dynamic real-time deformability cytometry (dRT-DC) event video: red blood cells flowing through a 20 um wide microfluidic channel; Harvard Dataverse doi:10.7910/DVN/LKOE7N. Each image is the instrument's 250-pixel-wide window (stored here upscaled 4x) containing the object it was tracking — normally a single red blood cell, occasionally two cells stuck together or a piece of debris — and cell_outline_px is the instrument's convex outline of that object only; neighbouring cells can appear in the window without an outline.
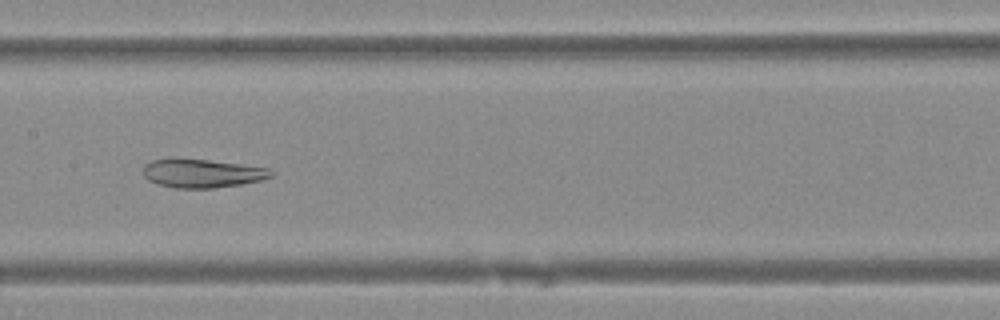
{"species": "Egyptian fruit bat (a non-hibernating species)", "species_latin": "Rousettus aegyptiacus", "temperature_condition": "warm", "stored_images_in_passage": 34, "camera_frame_rate_fps": 3000, "um_per_image_px": 0.085, "animal": {"sex": "female"}, "frame": {"image": 1, "passage_image": 10, "time_ms": 3.0, "image_size_px": [1000, 320], "cell_outline_px": [[272, 176], [260, 180], [240, 184], [212, 188], [172, 188], [156, 184], [148, 180], [144, 176], [144, 164], [152, 160], [172, 156], [176, 156], [208, 160], [268, 168], [272, 172]], "centroid_in_image_um": [17.07, 14.71], "position_along_channel_um": 190.3, "area_um2": 21.62}}
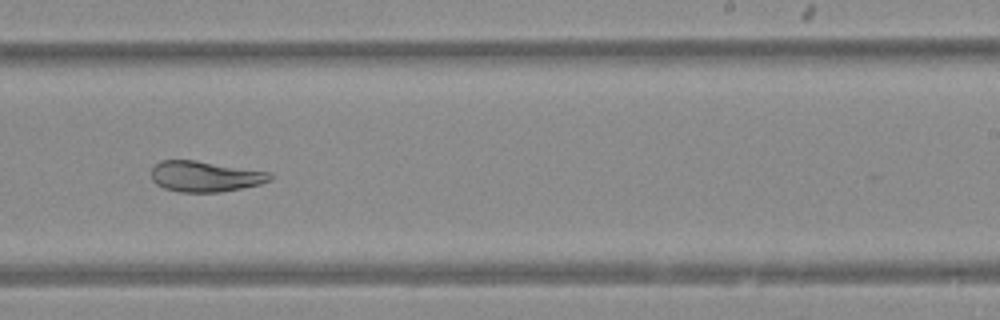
{"frame": {"image": 2, "passage_image": 16, "time_ms": 5.0, "image_size_px": [1000, 320], "cell_outline_px": [[272, 176], [268, 180], [260, 184], [220, 192], [180, 192], [164, 188], [156, 184], [152, 180], [152, 168], [160, 160], [196, 160], [272, 172]], "centroid_in_image_um": [17.42, 14.99], "position_along_channel_um": 271.6, "area_um2": 21.21}}
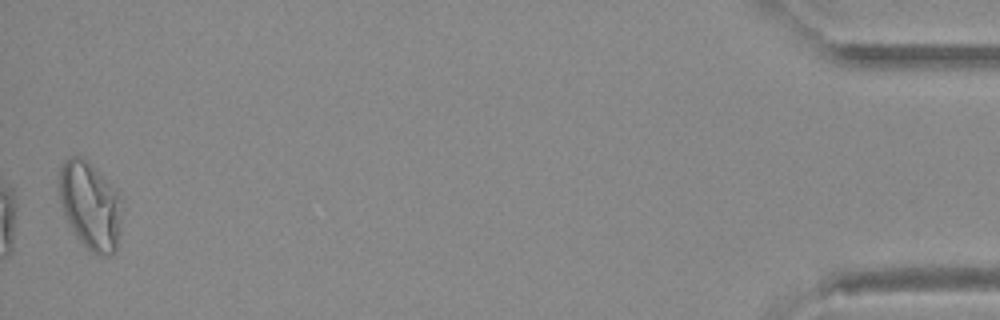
{"frame": {"image": 3, "passage_image": 34, "time_ms": 11.0, "image_size_px": [1000, 320], "cell_outline_px": [[120, 232], [116, 252], [112, 256], [96, 256], [72, 232], [64, 212], [56, 188], [56, 184], [60, 168], [64, 160], [68, 156], [80, 156], [88, 160], [100, 172], [116, 192], [120, 216]], "centroid_in_image_um": [7.61, 17.47], "position_along_channel_um": 427.6, "area_um2": 32.25}}